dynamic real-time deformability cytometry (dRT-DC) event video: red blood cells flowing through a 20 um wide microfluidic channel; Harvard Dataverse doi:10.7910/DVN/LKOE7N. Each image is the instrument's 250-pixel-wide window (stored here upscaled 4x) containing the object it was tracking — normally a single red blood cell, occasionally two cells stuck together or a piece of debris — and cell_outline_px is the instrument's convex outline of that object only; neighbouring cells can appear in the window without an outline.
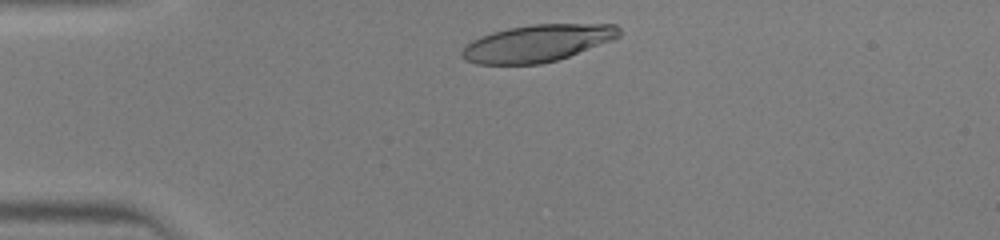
{"species": "human", "species_latin": "Homo sapiens", "temperature_condition": "warm", "stored_images_in_passage": 30, "camera_frame_rate_fps": 3000, "um_per_image_px": 0.085, "donor": {"sex": "male"}, "frame": {"image": 1, "passage_image": 3, "time_ms": 0.667, "image_size_px": [1000, 240], "cell_outline_px": [[620, 36], [612, 40], [568, 56], [556, 60], [540, 64], [476, 64], [464, 60], [460, 56], [460, 52], [472, 40], [480, 36], [492, 32], [508, 28], [532, 24], [616, 24], [620, 28]], "centroid_in_image_um": [45.64, 3.67], "position_along_channel_um": 39.4, "area_um2": 33.87}}
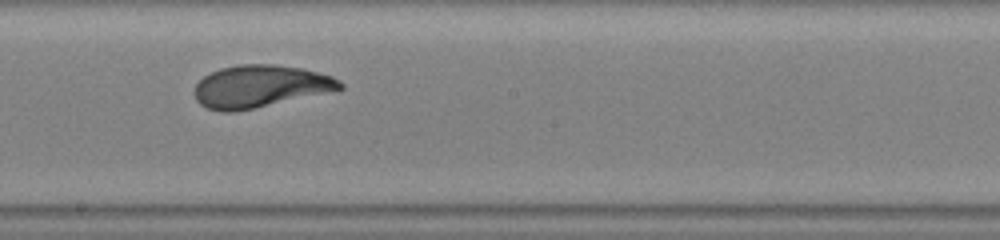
{"frame": {"image": 2, "passage_image": 18, "time_ms": 5.667, "image_size_px": [1000, 240], "cell_outline_px": [[344, 88], [236, 112], [220, 112], [208, 108], [200, 104], [196, 100], [192, 92], [196, 84], [204, 76], [220, 68], [240, 64], [276, 64], [304, 68], [332, 76], [340, 80], [344, 84]], "centroid_in_image_um": [22.08, 7.33], "position_along_channel_um": 226.1, "area_um2": 35.89}}
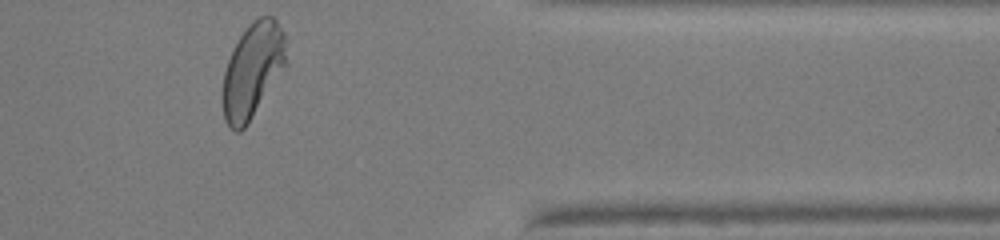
{"frame": {"image": 3, "passage_image": 30, "time_ms": 9.667, "image_size_px": [1000, 240], "cell_outline_px": [[288, 64], [248, 124], [240, 132], [236, 132], [224, 120], [220, 96], [224, 72], [232, 48], [248, 24], [252, 20], [260, 16], [272, 16], [276, 20], [284, 36]], "centroid_in_image_um": [21.45, 6.01], "position_along_channel_um": 389.9, "area_um2": 35.72}}